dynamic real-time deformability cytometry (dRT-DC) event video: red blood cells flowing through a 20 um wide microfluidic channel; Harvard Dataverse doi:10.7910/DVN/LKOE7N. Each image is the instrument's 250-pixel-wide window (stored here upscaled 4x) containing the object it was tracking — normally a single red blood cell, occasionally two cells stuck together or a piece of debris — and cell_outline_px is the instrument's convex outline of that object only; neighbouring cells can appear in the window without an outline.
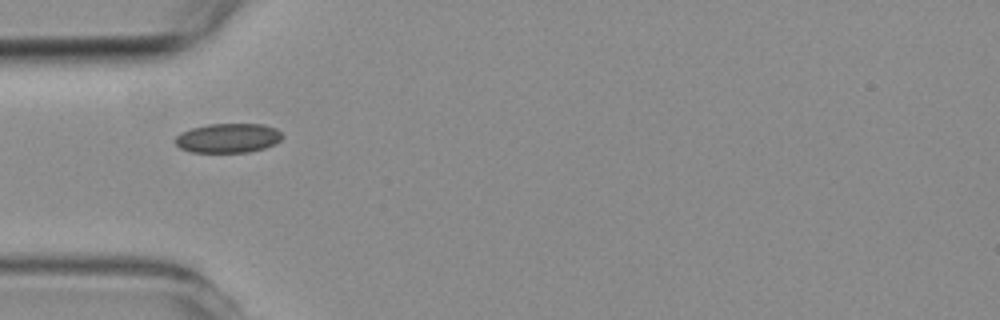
{"species": "common noctule bat (a hibernating species)", "species_latin": "Nyctalus noctula", "temperature_condition": "room temperature", "stored_images_in_passage": 6, "camera_frame_rate_fps": 3000, "um_per_image_px": 0.085, "animal": {"sex": "female", "body_mass_g": 19.3, "forearm_length_mm": 54.1}, "frame": {"image": 1, "passage_image": 5, "time_ms": 4.667, "image_size_px": [1000, 320], "cell_outline_px": [[280, 140], [276, 144], [264, 148], [248, 152], [192, 152], [180, 148], [176, 144], [176, 136], [180, 132], [192, 128], [208, 124], [264, 124], [276, 128], [280, 132]], "centroid_in_image_um": [19.38, 11.73], "position_along_channel_um": 65.6, "area_um2": 18.26}}
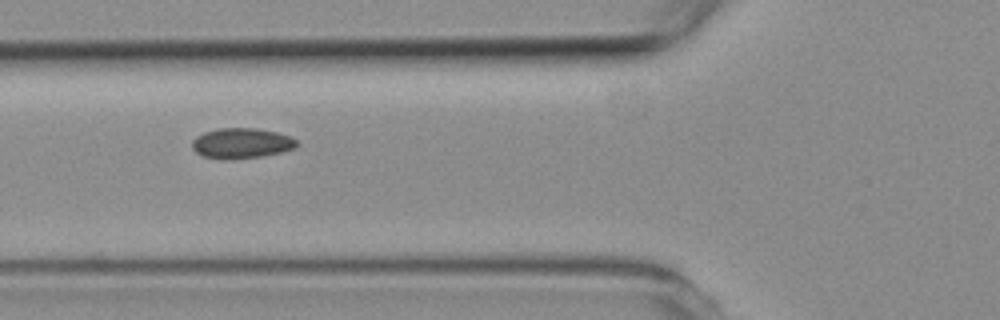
{"frame": {"image": 2, "passage_image": 6, "time_ms": 5.667, "image_size_px": [1000, 320], "cell_outline_px": [[296, 148], [280, 152], [260, 156], [232, 160], [224, 160], [204, 156], [196, 152], [192, 148], [192, 140], [196, 136], [204, 132], [220, 128], [256, 128], [276, 132], [288, 136], [296, 140]], "centroid_in_image_um": [20.48, 12.18], "position_along_channel_um": 105.3, "area_um2": 18.44}}